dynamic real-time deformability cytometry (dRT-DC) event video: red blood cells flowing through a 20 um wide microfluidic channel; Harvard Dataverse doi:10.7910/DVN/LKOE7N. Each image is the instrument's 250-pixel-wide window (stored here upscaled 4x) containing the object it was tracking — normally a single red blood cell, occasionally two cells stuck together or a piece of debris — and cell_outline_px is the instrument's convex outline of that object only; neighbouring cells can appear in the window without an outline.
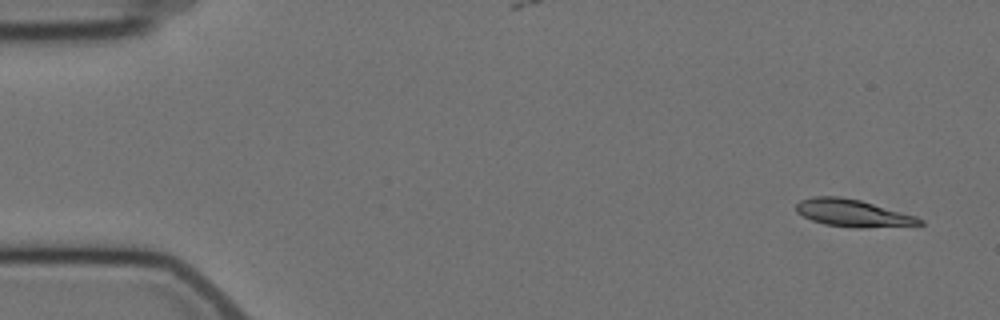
{"species": "Egyptian fruit bat (a non-hibernating species)", "species_latin": "Rousettus aegyptiacus", "temperature_condition": "cold", "stored_images_in_passage": 5, "camera_frame_rate_fps": 3000, "um_per_image_px": 0.085, "animal": {"sex": "female"}, "frame": {"image": 1, "passage_image": 1, "time_ms": 0.0, "image_size_px": [1000, 320], "cell_outline_px": [[924, 224], [860, 228], [856, 228], [824, 224], [812, 220], [796, 212], [796, 204], [800, 200], [812, 196], [840, 196], [860, 200], [916, 216], [924, 220]], "centroid_in_image_um": [72.46, 18.1], "position_along_channel_um": 12.5, "area_um2": 19.54}}
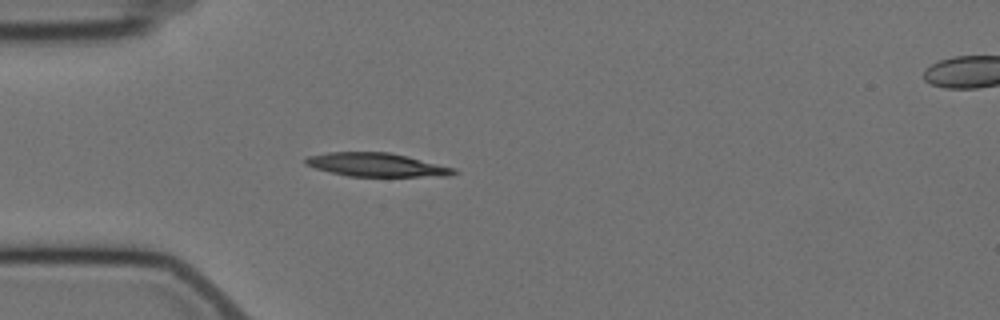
{"frame": {"image": 2, "passage_image": 4, "time_ms": 4.333, "image_size_px": [1000, 320], "cell_outline_px": [[460, 172], [448, 176], [348, 176], [316, 168], [304, 164], [304, 160], [308, 156], [328, 152], [388, 152], [408, 156], [456, 168]], "centroid_in_image_um": [32.05, 14.0], "position_along_channel_um": 53.0, "area_um2": 20.35}}